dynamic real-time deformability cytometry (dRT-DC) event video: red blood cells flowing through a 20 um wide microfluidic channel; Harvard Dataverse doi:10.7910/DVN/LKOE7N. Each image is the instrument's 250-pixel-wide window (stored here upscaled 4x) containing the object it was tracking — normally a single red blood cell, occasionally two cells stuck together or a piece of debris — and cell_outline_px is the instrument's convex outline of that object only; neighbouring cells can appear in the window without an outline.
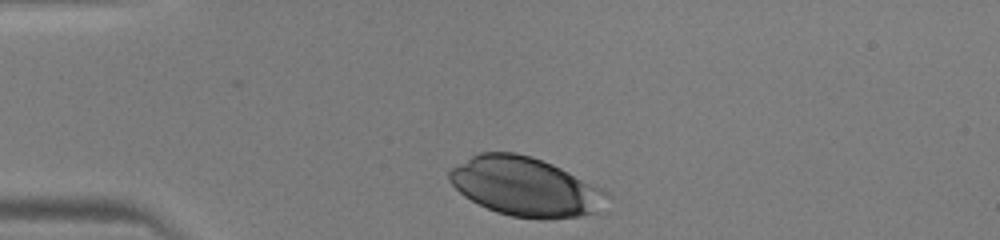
{"species": "human", "species_latin": "Homo sapiens", "temperature_condition": "warm", "stored_images_in_passage": 29, "camera_frame_rate_fps": 3000, "um_per_image_px": 0.085, "donor": {"sex": "male"}, "frame": {"image": 1, "passage_image": 1, "time_ms": 0.0, "image_size_px": [1000, 240], "cell_outline_px": [[608, 196], [596, 212], [580, 216], [552, 220], [544, 220], [512, 216], [496, 212], [464, 196], [448, 180], [448, 172], [452, 168], [472, 156], [480, 152], [516, 152], [532, 156], [552, 164], [608, 192]], "centroid_in_image_um": [44.63, 15.88], "position_along_channel_um": 40.4, "area_um2": 53.58}}
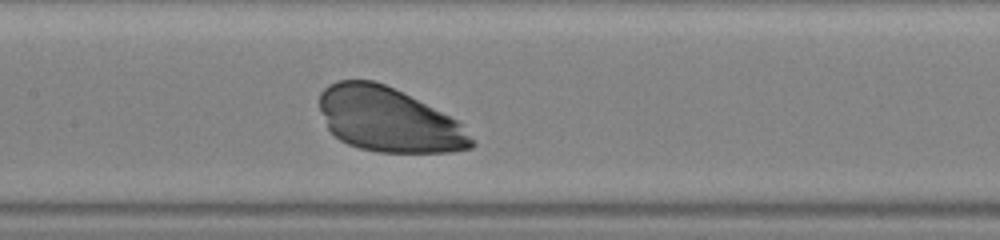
{"frame": {"image": 2, "passage_image": 13, "time_ms": 4.0, "image_size_px": [1000, 240], "cell_outline_px": [[476, 144], [472, 148], [452, 152], [376, 152], [360, 148], [348, 144], [340, 140], [328, 128], [320, 108], [320, 92], [328, 84], [340, 80], [372, 80], [384, 84], [456, 120], [460, 124]], "centroid_in_image_um": [32.99, 10.19], "position_along_channel_um": 174.4, "area_um2": 56.12}}
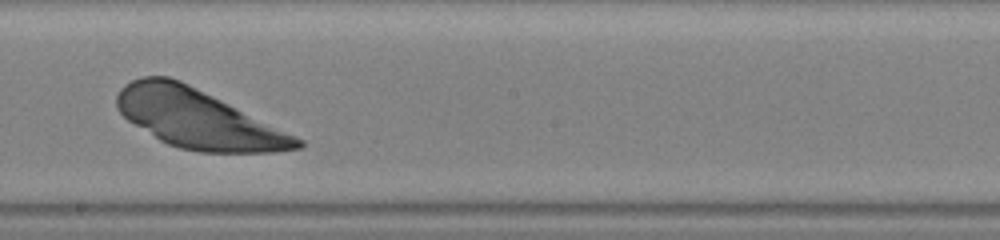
{"frame": {"image": 3, "passage_image": 17, "time_ms": 5.333, "image_size_px": [1000, 240], "cell_outline_px": [[304, 144], [300, 148], [276, 152], [200, 152], [180, 148], [168, 144], [160, 140], [128, 120], [116, 108], [116, 96], [120, 88], [124, 84], [132, 80], [144, 76], [168, 76], [180, 80], [296, 136], [304, 140]], "centroid_in_image_um": [16.79, 10.1], "position_along_channel_um": 231.4, "area_um2": 61.09}}